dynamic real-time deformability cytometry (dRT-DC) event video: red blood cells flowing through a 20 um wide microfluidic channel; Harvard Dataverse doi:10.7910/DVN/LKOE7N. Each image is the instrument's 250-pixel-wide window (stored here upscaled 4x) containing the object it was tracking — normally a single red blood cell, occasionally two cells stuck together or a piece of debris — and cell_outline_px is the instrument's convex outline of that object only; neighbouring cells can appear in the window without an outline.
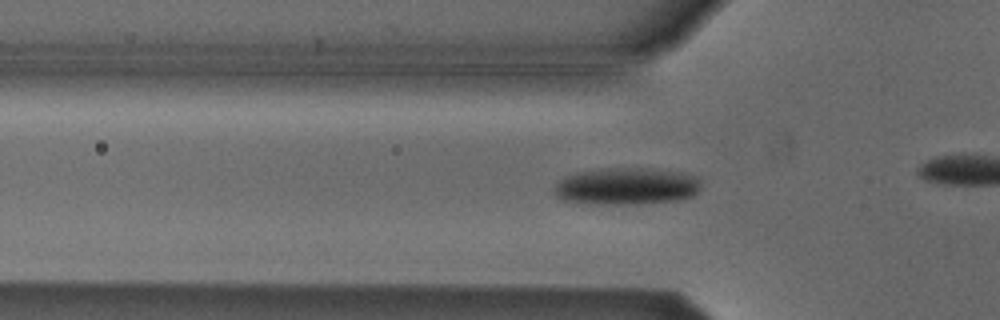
{"species": "Egyptian fruit bat (a non-hibernating species)", "species_latin": "Rousettus aegyptiacus", "temperature_condition": "cold", "stored_images_in_passage": 23, "camera_frame_rate_fps": 3000, "um_per_image_px": 0.085, "animal": {"sex": "male"}, "frame": {"image": 1, "passage_image": 17, "time_ms": 5.333, "image_size_px": [1000, 320], "cell_outline_px": [[700, 188], [692, 196], [676, 200], [640, 204], [600, 204], [564, 200], [556, 196], [552, 192], [556, 184], [564, 176], [576, 172], [600, 168], [652, 168], [680, 172], [700, 176]], "centroid_in_image_um": [53.26, 15.81], "position_along_channel_um": 72.5, "area_um2": 32.02}}